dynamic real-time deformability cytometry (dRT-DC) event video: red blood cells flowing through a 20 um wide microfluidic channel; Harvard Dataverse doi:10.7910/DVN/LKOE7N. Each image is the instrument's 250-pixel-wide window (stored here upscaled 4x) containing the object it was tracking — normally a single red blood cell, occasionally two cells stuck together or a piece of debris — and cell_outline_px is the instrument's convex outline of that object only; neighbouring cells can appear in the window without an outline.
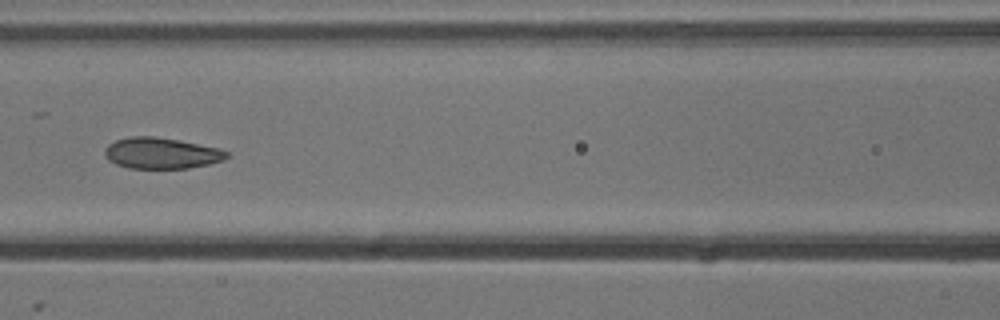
{"species": "common noctule bat (a hibernating species)", "species_latin": "Nyctalus noctula", "temperature_condition": "cold", "stored_images_in_passage": 9, "camera_frame_rate_fps": 3000, "um_per_image_px": 0.085, "animal": {"sex": "male", "body_mass_g": 13.3}, "frame": {"image": 1, "passage_image": 7, "time_ms": 2.0, "image_size_px": [1000, 320], "cell_outline_px": [[228, 156], [224, 160], [208, 164], [188, 168], [128, 168], [116, 164], [108, 160], [104, 156], [104, 148], [108, 144], [116, 140], [128, 136], [156, 136], [180, 140], [216, 148], [228, 152]], "centroid_in_image_um": [13.66, 13.01], "position_along_channel_um": 152.9, "area_um2": 22.14}}
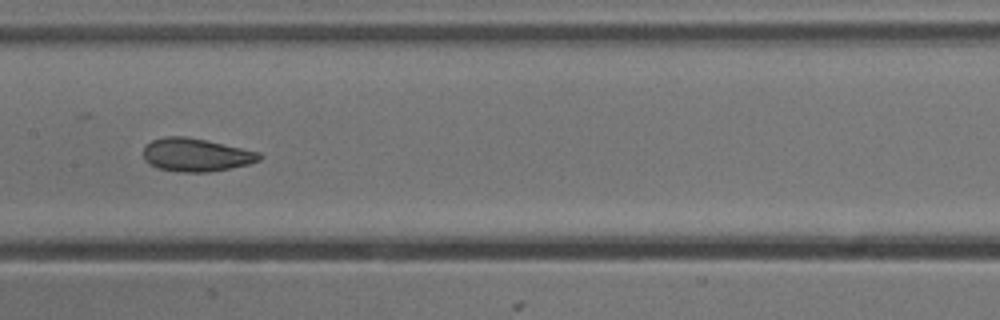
{"frame": {"image": 2, "passage_image": 8, "time_ms": 2.333, "image_size_px": [1000, 320], "cell_outline_px": [[264, 156], [260, 160], [248, 164], [208, 172], [180, 172], [160, 168], [148, 164], [144, 160], [144, 148], [152, 140], [164, 136], [184, 136], [204, 140], [260, 152]], "centroid_in_image_um": [16.66, 13.16], "position_along_channel_um": 190.7, "area_um2": 22.2}}
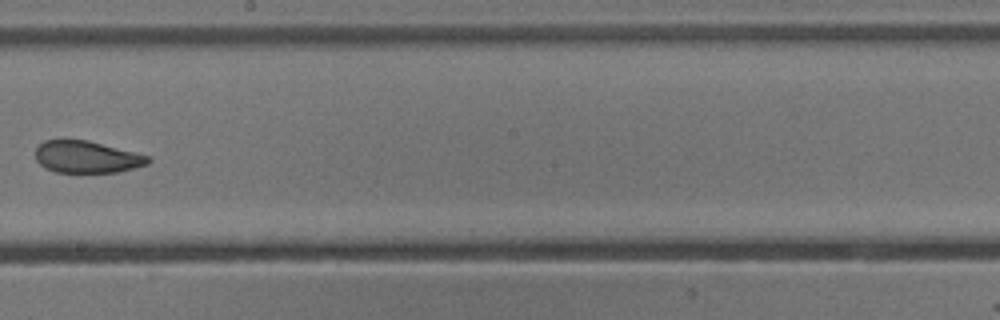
{"frame": {"image": 3, "passage_image": 9, "time_ms": 2.667, "image_size_px": [1000, 320], "cell_outline_px": [[152, 160], [148, 164], [120, 172], [56, 172], [40, 164], [36, 160], [36, 148], [44, 140], [88, 140], [148, 156]], "centroid_in_image_um": [7.38, 13.34], "position_along_channel_um": 240.8, "area_um2": 20.75}}